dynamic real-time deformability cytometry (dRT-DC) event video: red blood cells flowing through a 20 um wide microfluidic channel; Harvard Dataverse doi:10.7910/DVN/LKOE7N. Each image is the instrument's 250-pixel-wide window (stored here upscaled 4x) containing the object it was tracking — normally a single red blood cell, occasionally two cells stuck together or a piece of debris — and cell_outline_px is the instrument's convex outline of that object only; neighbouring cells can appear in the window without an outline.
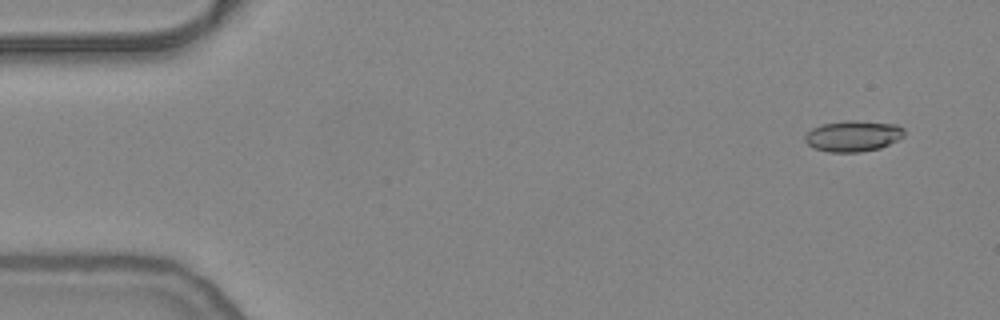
{"species": "common noctule bat (a hibernating species)", "species_latin": "Nyctalus noctula", "temperature_condition": "warm", "stored_images_in_passage": 14, "camera_frame_rate_fps": 3000, "um_per_image_px": 0.085, "animal": {"sex": "female", "body_mass_g": 24.6, "forearm_length_mm": 56.2}, "frame": {"image": 1, "passage_image": 4, "time_ms": 1.0, "image_size_px": [1000, 320], "cell_outline_px": [[904, 136], [880, 148], [860, 152], [828, 152], [816, 148], [808, 144], [804, 140], [804, 136], [812, 128], [820, 124], [844, 120], [856, 120], [896, 124], [904, 128]], "centroid_in_image_um": [72.5, 11.55], "position_along_channel_um": 12.5, "area_um2": 17.98}}